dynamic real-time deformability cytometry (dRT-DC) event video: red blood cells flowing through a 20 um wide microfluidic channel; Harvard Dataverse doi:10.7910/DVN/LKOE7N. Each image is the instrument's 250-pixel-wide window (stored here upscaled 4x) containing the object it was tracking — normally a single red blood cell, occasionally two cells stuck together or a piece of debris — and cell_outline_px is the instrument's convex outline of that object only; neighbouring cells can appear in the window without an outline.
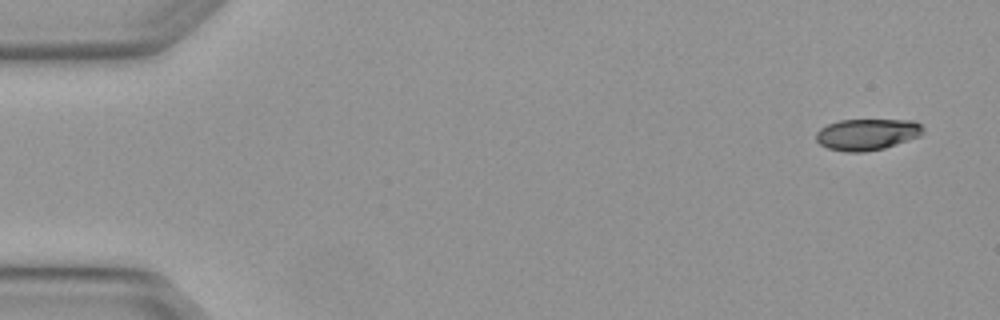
{"species": "Egyptian fruit bat (a non-hibernating species)", "species_latin": "Rousettus aegyptiacus", "temperature_condition": "warm", "stored_images_in_passage": 6, "camera_frame_rate_fps": 3000, "um_per_image_px": 0.085, "animal": {"sex": "female"}, "frame": {"image": 1, "passage_image": 1, "time_ms": 0.0, "image_size_px": [1000, 320], "cell_outline_px": [[924, 132], [920, 136], [884, 148], [864, 152], [844, 152], [828, 148], [820, 144], [816, 140], [816, 132], [820, 128], [828, 124], [840, 120], [916, 120], [924, 128]], "centroid_in_image_um": [73.71, 11.42], "position_along_channel_um": 11.3, "area_um2": 19.65}}
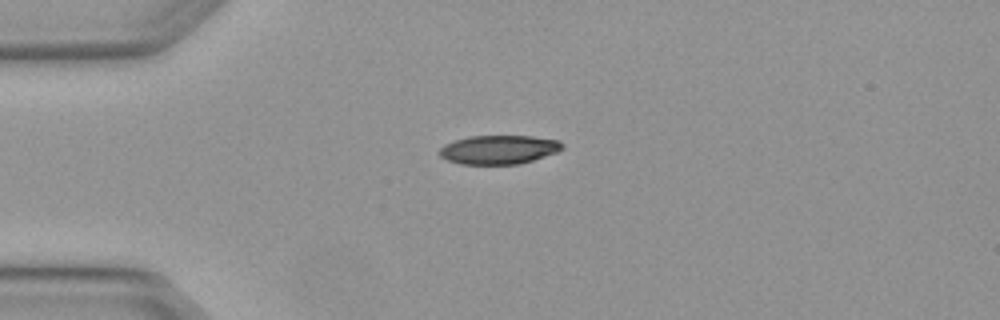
{"frame": {"image": 2, "passage_image": 4, "time_ms": 1.0, "image_size_px": [1000, 320], "cell_outline_px": [[564, 148], [556, 152], [520, 164], [460, 164], [448, 160], [440, 156], [440, 148], [444, 144], [468, 136], [532, 136], [560, 140], [564, 144]], "centroid_in_image_um": [42.42, 12.71], "position_along_channel_um": 42.6, "area_um2": 20.63}}
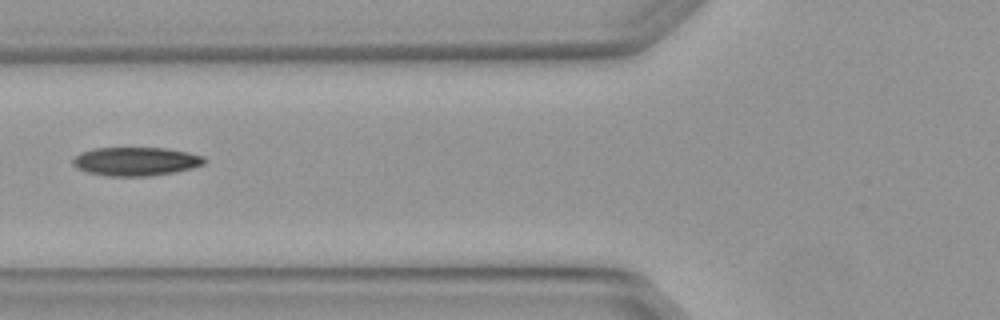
{"frame": {"image": 3, "passage_image": 6, "time_ms": 1.667, "image_size_px": [1000, 320], "cell_outline_px": [[208, 160], [204, 164], [192, 168], [172, 172], [148, 176], [108, 176], [88, 172], [76, 168], [72, 164], [72, 160], [80, 152], [92, 148], [164, 148], [188, 152], [204, 156]], "centroid_in_image_um": [11.54, 13.71], "position_along_channel_um": 114.3, "area_um2": 21.96}}